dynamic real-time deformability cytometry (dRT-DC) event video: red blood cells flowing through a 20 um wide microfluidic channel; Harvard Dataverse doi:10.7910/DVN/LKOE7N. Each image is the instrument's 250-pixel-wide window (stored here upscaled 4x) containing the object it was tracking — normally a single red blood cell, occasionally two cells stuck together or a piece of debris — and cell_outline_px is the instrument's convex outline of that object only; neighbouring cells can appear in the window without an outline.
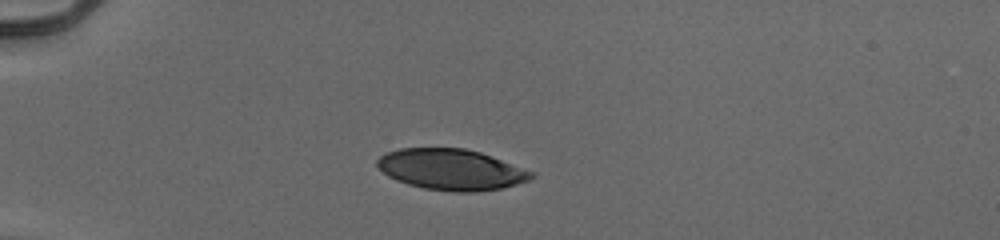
{"species": "human", "species_latin": "Homo sapiens", "temperature_condition": "cold", "stored_images_in_passage": 39, "camera_frame_rate_fps": 3000, "um_per_image_px": 0.085, "donor": {"sex": "male"}, "frame": {"image": 1, "passage_image": 1, "time_ms": 0.0, "image_size_px": [1000, 240], "cell_outline_px": [[536, 176], [528, 180], [504, 188], [476, 192], [452, 192], [424, 188], [408, 184], [396, 180], [388, 176], [376, 164], [376, 160], [380, 156], [388, 152], [400, 148], [464, 148], [480, 152], [536, 172]], "centroid_in_image_um": [38.39, 14.41], "position_along_channel_um": 46.6, "area_um2": 36.88}}
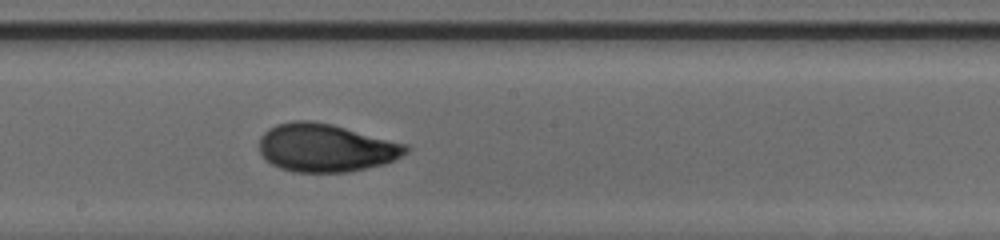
{"frame": {"image": 2, "passage_image": 17, "time_ms": 5.333, "image_size_px": [1000, 240], "cell_outline_px": [[412, 148], [408, 152], [396, 160], [384, 164], [348, 172], [292, 172], [280, 168], [272, 164], [260, 152], [260, 136], [268, 128], [276, 124], [292, 120], [312, 120], [332, 124], [408, 144]], "centroid_in_image_um": [27.73, 12.55], "position_along_channel_um": 220.5, "area_um2": 41.44}}
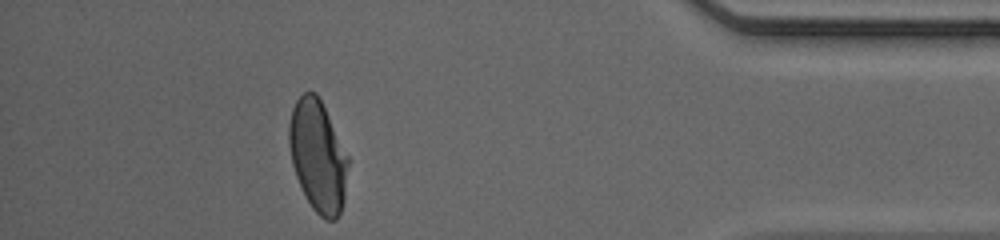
{"frame": {"image": 3, "passage_image": 34, "time_ms": 11.0, "image_size_px": [1000, 240], "cell_outline_px": [[348, 164], [344, 200], [340, 212], [336, 220], [324, 220], [312, 208], [296, 176], [292, 164], [288, 144], [288, 124], [292, 108], [296, 100], [304, 92], [316, 92], [348, 156]], "centroid_in_image_um": [27.0, 13.27], "position_along_channel_um": 408.2, "area_um2": 38.09}, "authors_computed_cell_mechanics": {"area_um2": 39.9398, "velocity_mm_per_s": 3.964, "shape_relaxation_time_tau1_ms": 4.9985, "shape_relaxation_time_tau2_ms": 1.0226, "deformation_change_tau1": 0.1884, "deformation_change_tau2": 0.0546}}